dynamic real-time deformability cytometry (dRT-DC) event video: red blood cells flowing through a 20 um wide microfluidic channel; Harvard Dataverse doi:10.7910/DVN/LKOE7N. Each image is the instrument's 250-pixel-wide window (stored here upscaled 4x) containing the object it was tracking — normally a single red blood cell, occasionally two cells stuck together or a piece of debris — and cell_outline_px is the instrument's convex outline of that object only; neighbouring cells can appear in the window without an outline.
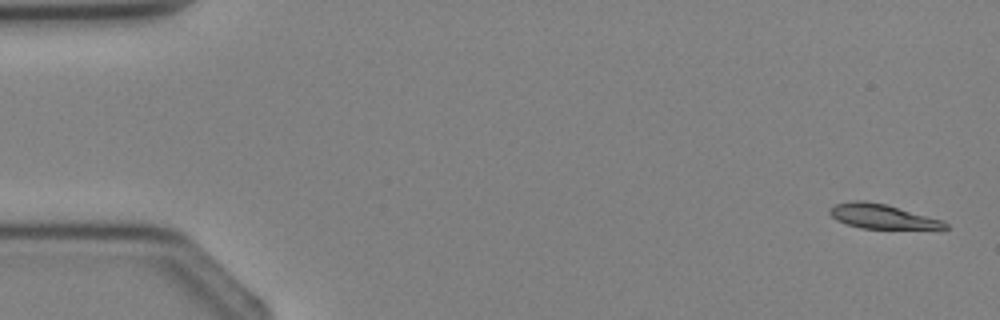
{"species": "Egyptian fruit bat (a non-hibernating species)", "species_latin": "Rousettus aegyptiacus", "temperature_condition": "cold", "stored_images_in_passage": 3, "camera_frame_rate_fps": 3000, "um_per_image_px": 0.085, "animal": {"sex": "female"}, "frame": {"image": 1, "passage_image": 1, "time_ms": 0.0, "image_size_px": [1000, 320], "cell_outline_px": [[948, 228], [860, 228], [836, 220], [828, 212], [828, 208], [836, 204], [852, 200], [864, 200], [884, 204], [944, 220], [948, 224]], "centroid_in_image_um": [74.94, 18.38], "position_along_channel_um": 10.1, "area_um2": 16.18}}